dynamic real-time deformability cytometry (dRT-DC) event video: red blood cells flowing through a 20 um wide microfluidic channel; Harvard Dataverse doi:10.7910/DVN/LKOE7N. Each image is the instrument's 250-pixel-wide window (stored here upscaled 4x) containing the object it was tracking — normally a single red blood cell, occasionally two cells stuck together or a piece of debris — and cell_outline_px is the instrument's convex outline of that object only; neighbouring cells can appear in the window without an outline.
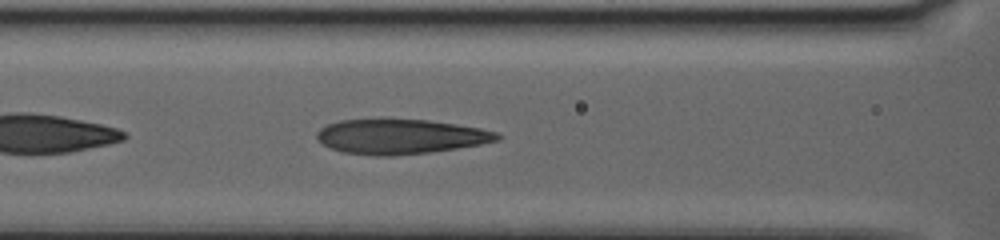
{"species": "human", "species_latin": "Homo sapiens", "temperature_condition": "warm", "stored_images_in_passage": 55, "camera_frame_rate_fps": 3000, "um_per_image_px": 0.085, "donor": {"sex": "female"}, "frame": {"image": 1, "passage_image": 10, "time_ms": 3.0, "image_size_px": [1000, 240], "cell_outline_px": [[504, 136], [500, 140], [480, 144], [432, 152], [392, 156], [376, 156], [344, 152], [332, 148], [316, 140], [316, 132], [320, 128], [328, 124], [340, 120], [380, 116], [384, 116], [428, 120], [456, 124], [480, 128], [500, 132]], "centroid_in_image_um": [34.03, 11.56], "position_along_channel_um": 132.6, "area_um2": 37.86}}
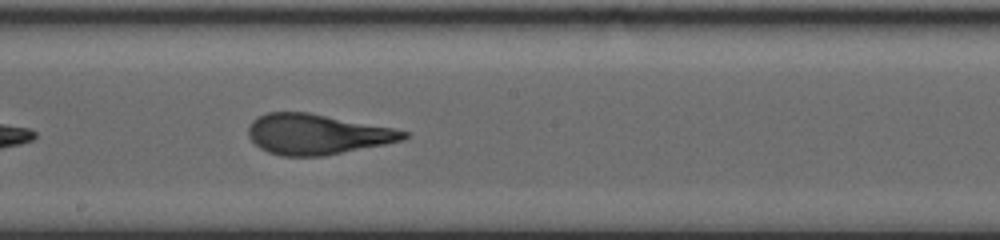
{"frame": {"image": 2, "passage_image": 22, "time_ms": 7.0, "image_size_px": [1000, 240], "cell_outline_px": [[408, 136], [404, 140], [324, 156], [280, 156], [268, 152], [260, 148], [248, 136], [248, 128], [252, 120], [256, 116], [268, 112], [308, 112], [396, 128], [408, 132]], "centroid_in_image_um": [26.94, 11.4], "position_along_channel_um": 221.3, "area_um2": 36.65}}
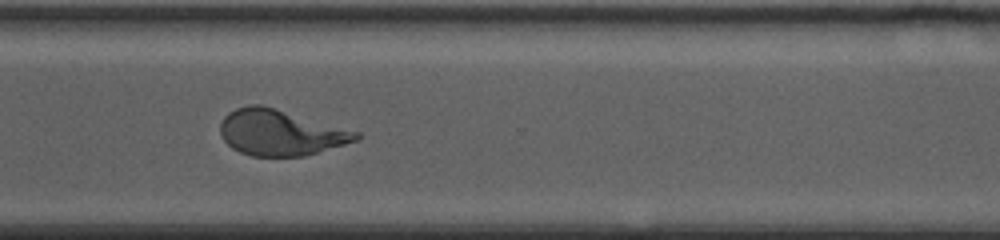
{"frame": {"image": 3, "passage_image": 39, "time_ms": 12.667, "image_size_px": [1000, 240], "cell_outline_px": [[360, 140], [304, 156], [252, 156], [240, 152], [232, 148], [224, 140], [220, 132], [220, 124], [224, 116], [228, 112], [236, 108], [248, 104], [260, 104], [360, 132]], "centroid_in_image_um": [23.83, 11.27], "position_along_channel_um": 346.8, "area_um2": 36.18}}